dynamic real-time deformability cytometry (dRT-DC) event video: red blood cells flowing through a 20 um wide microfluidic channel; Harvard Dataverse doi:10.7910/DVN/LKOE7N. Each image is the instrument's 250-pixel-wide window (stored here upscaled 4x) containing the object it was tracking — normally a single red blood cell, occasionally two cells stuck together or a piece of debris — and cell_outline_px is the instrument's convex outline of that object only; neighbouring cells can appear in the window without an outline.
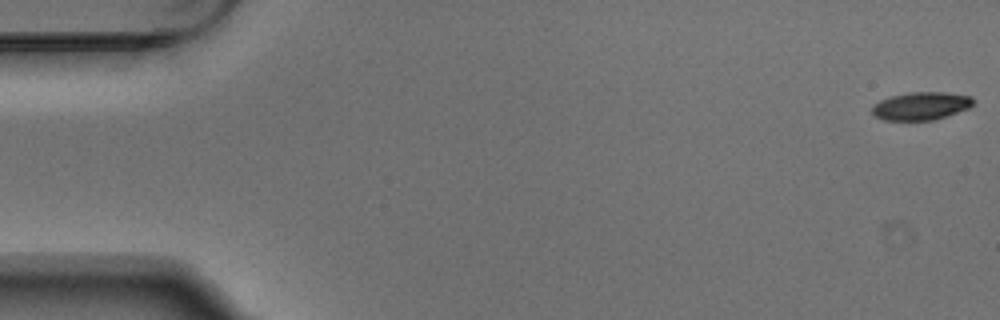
{"species": "Egyptian fruit bat (a non-hibernating species)", "species_latin": "Rousettus aegyptiacus", "temperature_condition": "warm", "stored_images_in_passage": 4, "camera_frame_rate_fps": 3000, "um_per_image_px": 0.085, "animal": {"sex": "male"}, "frame": {"image": 1, "passage_image": 1, "time_ms": 0.0, "image_size_px": [1000, 320], "cell_outline_px": [[976, 100], [968, 108], [936, 120], [884, 120], [876, 116], [872, 112], [872, 104], [888, 96], [908, 92], [944, 92], [972, 96]], "centroid_in_image_um": [78.28, 8.99], "position_along_channel_um": 6.7, "area_um2": 16.65}}
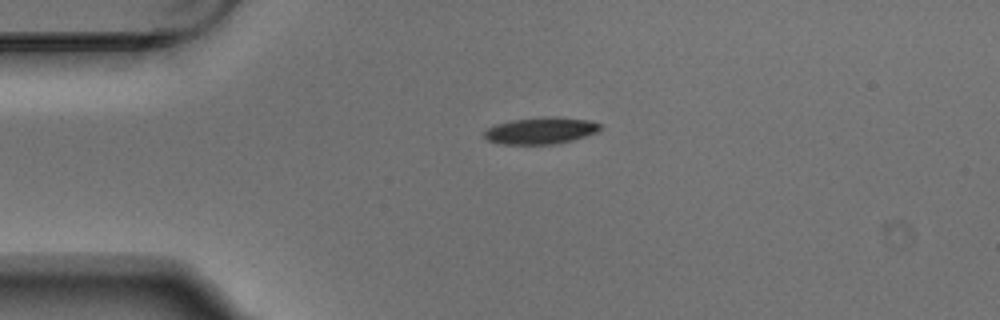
{"frame": {"image": 2, "passage_image": 4, "time_ms": 1.0, "image_size_px": [1000, 320], "cell_outline_px": [[600, 128], [596, 132], [572, 140], [556, 144], [504, 144], [488, 140], [484, 136], [484, 132], [488, 128], [496, 124], [512, 120], [544, 116], [556, 116], [588, 120], [600, 124]], "centroid_in_image_um": [45.95, 11.09], "position_along_channel_um": 39.0, "area_um2": 17.92}}